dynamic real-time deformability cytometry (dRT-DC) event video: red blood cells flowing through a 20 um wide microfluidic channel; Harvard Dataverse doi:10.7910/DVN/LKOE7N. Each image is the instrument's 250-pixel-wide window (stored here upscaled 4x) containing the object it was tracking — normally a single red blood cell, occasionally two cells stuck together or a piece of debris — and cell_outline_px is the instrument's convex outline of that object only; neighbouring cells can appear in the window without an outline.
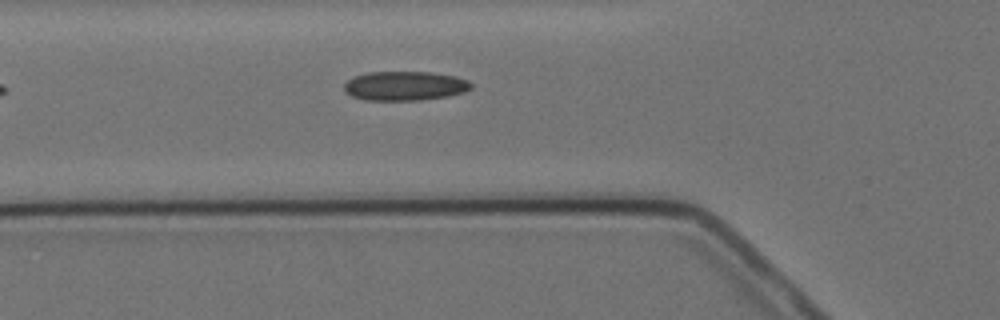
{"species": "Egyptian fruit bat (a non-hibernating species)", "species_latin": "Rousettus aegyptiacus", "temperature_condition": "cold", "stored_images_in_passage": 6, "camera_frame_rate_fps": 3000, "um_per_image_px": 0.085, "animal": {"sex": "female"}, "frame": {"image": 1, "passage_image": 6, "time_ms": 5.667, "image_size_px": [1000, 320], "cell_outline_px": [[472, 88], [464, 92], [448, 96], [420, 100], [364, 100], [352, 96], [344, 92], [344, 84], [348, 80], [356, 76], [368, 72], [432, 72], [456, 76], [468, 80], [472, 84]], "centroid_in_image_um": [34.42, 7.3], "position_along_channel_um": 91.4, "area_um2": 21.73}}